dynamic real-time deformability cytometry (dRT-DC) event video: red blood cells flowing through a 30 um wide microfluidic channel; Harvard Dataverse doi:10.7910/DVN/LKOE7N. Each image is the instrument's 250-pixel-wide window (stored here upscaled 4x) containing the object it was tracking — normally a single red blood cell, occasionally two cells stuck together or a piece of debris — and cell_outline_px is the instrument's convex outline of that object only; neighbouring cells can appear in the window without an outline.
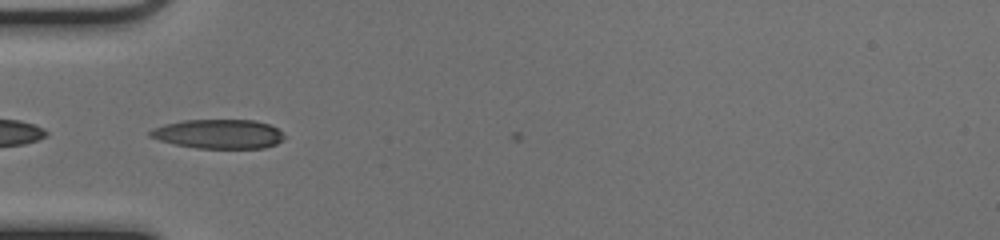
{"species": "common noctule bat (a hibernating species)", "species_latin": "Nyctalus noctula", "temperature_condition": "cold", "stored_images_in_passage": 6, "camera_frame_rate_fps": 3000, "um_per_image_px": 0.085, "animal": {"sex": "female", "body_mass_g": 17.0, "forearm_length_mm": 48.0}, "frame": {"image": 1, "passage_image": 4, "time_ms": 1.0, "image_size_px": [1000, 240], "cell_outline_px": [[288, 136], [284, 140], [276, 144], [264, 148], [196, 148], [176, 144], [160, 140], [148, 136], [148, 132], [152, 128], [164, 124], [184, 120], [256, 120], [268, 124], [276, 128]], "centroid_in_image_um": [18.61, 11.38], "position_along_channel_um": 66.4, "area_um2": 23.0}}